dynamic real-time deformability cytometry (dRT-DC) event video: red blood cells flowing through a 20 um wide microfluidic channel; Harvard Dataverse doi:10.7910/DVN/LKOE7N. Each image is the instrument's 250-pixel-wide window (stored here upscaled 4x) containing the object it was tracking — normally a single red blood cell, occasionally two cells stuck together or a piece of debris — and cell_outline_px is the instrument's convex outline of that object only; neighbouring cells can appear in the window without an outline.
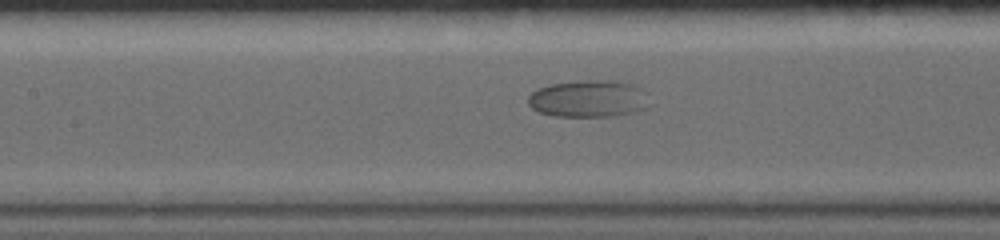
{"species": "common noctule bat (a hibernating species)", "species_latin": "Nyctalus noctula", "temperature_condition": "warm", "stored_images_in_passage": 43, "camera_frame_rate_fps": 5000, "um_per_image_px": 0.085, "animal": {"sex": "female", "body_mass_g": 19.0, "forearm_length_mm": 56.7}, "frame": {"image": 1, "passage_image": 15, "time_ms": 6.4, "image_size_px": [1000, 240], "cell_outline_px": [[648, 104], [644, 108], [632, 112], [616, 116], [552, 116], [540, 112], [532, 108], [528, 104], [528, 96], [536, 88], [548, 84], [584, 80], [612, 80], [632, 84], [640, 88]], "centroid_in_image_um": [49.94, 8.38], "position_along_channel_um": 157.5, "area_um2": 26.07}}
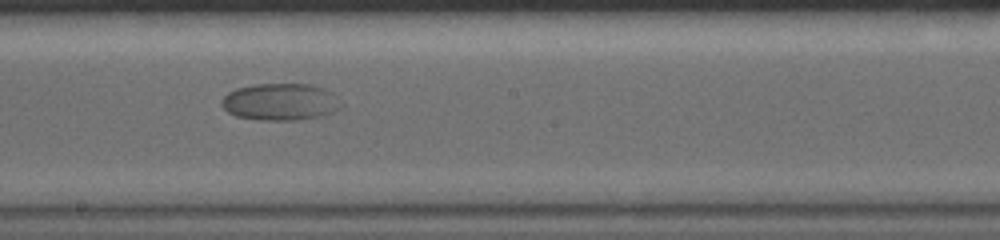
{"frame": {"image": 2, "passage_image": 20, "time_ms": 8.4, "image_size_px": [1000, 240], "cell_outline_px": [[344, 104], [340, 108], [332, 112], [320, 116], [296, 120], [260, 120], [236, 116], [228, 112], [220, 104], [220, 100], [228, 92], [236, 88], [256, 84], [308, 84], [324, 88], [332, 92]], "centroid_in_image_um": [23.83, 8.66], "position_along_channel_um": 224.4, "area_um2": 25.89}}
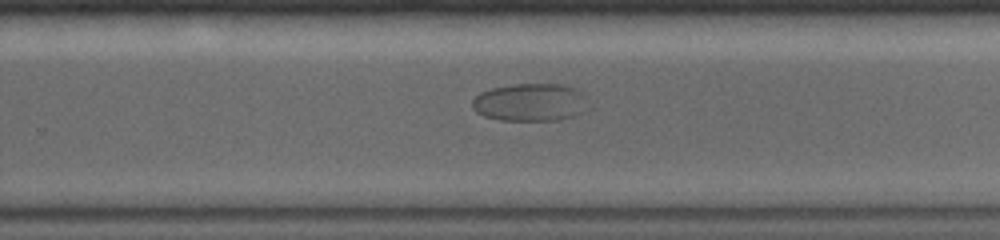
{"frame": {"image": 3, "passage_image": 24, "time_ms": 10.2, "image_size_px": [1000, 240], "cell_outline_px": [[596, 108], [560, 120], [500, 120], [484, 116], [476, 112], [472, 108], [472, 100], [480, 92], [492, 88], [512, 84], [564, 84], [576, 88], [584, 92], [588, 96]], "centroid_in_image_um": [45.22, 8.69], "position_along_channel_um": 284.6, "area_um2": 26.47}}